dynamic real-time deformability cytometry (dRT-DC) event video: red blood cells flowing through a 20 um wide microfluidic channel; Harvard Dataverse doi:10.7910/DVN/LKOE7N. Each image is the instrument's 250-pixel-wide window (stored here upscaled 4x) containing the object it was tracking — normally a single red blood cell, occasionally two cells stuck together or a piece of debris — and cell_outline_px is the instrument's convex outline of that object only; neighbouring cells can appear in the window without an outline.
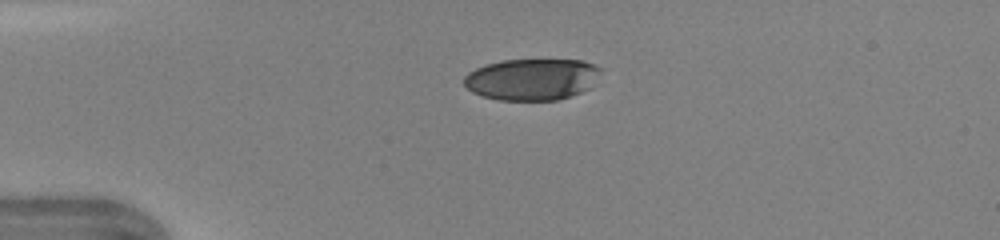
{"species": "human", "species_latin": "Homo sapiens", "temperature_condition": "warm", "stored_images_in_passage": 36, "camera_frame_rate_fps": 3000, "um_per_image_px": 0.085, "donor": {"sex": "female"}, "frame": {"image": 1, "passage_image": 1, "time_ms": 0.0, "image_size_px": [1000, 240], "cell_outline_px": [[604, 68], [588, 88], [580, 92], [556, 100], [500, 100], [484, 96], [472, 92], [464, 84], [464, 76], [468, 72], [484, 64], [504, 60], [580, 60]], "centroid_in_image_um": [45.19, 6.73], "position_along_channel_um": 39.8, "area_um2": 32.89}}
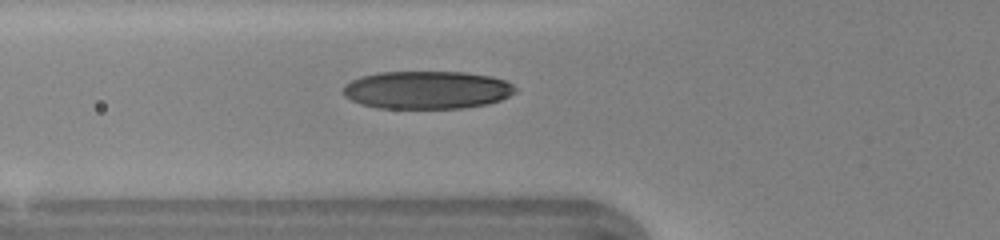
{"frame": {"image": 2, "passage_image": 7, "time_ms": 2.0, "image_size_px": [1000, 240], "cell_outline_px": [[516, 92], [500, 100], [488, 104], [464, 108], [376, 108], [360, 104], [344, 96], [344, 84], [360, 76], [376, 72], [464, 72], [492, 76], [504, 80], [512, 84], [516, 88]], "centroid_in_image_um": [36.28, 7.64], "position_along_channel_um": 89.5, "area_um2": 38.26}}
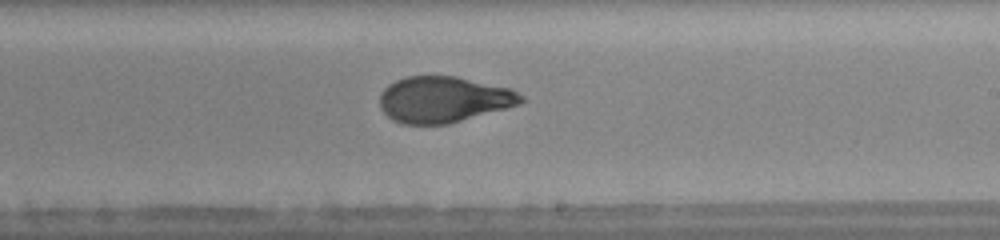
{"frame": {"image": 3, "passage_image": 18, "time_ms": 5.667, "image_size_px": [1000, 240], "cell_outline_px": [[524, 100], [520, 104], [448, 124], [404, 124], [392, 120], [380, 108], [380, 92], [388, 84], [396, 80], [408, 76], [456, 76], [512, 88], [524, 96]], "centroid_in_image_um": [37.7, 8.45], "position_along_channel_um": 251.3, "area_um2": 38.03}}